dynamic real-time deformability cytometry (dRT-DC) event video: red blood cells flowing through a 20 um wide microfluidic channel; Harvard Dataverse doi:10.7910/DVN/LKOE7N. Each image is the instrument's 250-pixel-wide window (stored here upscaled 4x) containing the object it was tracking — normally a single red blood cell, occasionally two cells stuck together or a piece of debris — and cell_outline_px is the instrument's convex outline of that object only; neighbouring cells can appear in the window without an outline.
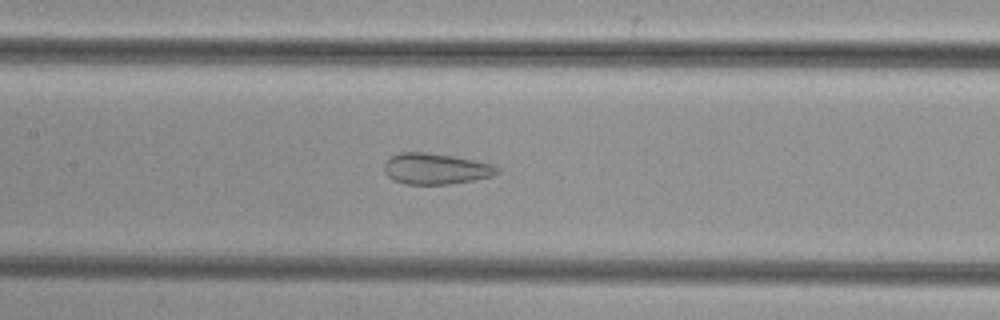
{"species": "common noctule bat (a hibernating species)", "species_latin": "Nyctalus noctula", "temperature_condition": "cold", "stored_images_in_passage": 46, "camera_frame_rate_fps": 3000, "um_per_image_px": 0.085, "animal": {"sex": "female", "body_mass_g": 29.2, "forearm_length_mm": 56.3}, "frame": {"image": 1, "passage_image": 25, "time_ms": 8.0, "image_size_px": [1000, 320], "cell_outline_px": [[500, 172], [492, 176], [472, 180], [448, 184], [404, 184], [392, 180], [384, 172], [384, 164], [392, 156], [400, 152], [424, 152], [452, 156], [492, 164], [500, 168]], "centroid_in_image_um": [37.02, 14.35], "position_along_channel_um": 170.4, "area_um2": 20.29}}
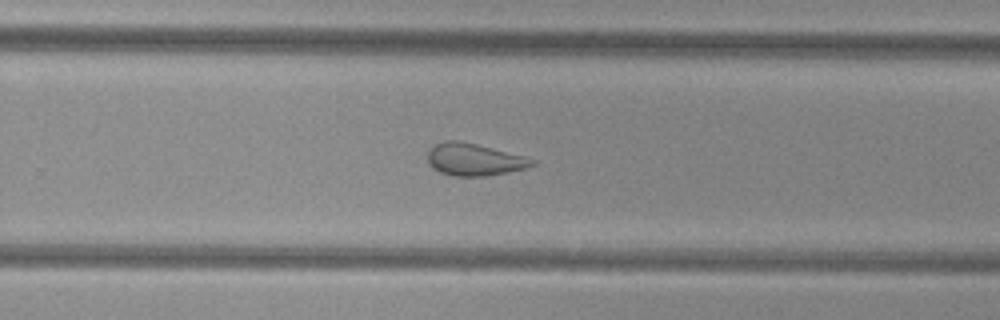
{"frame": {"image": 2, "passage_image": 34, "time_ms": 11.0, "image_size_px": [1000, 320], "cell_outline_px": [[536, 164], [528, 168], [488, 176], [452, 176], [440, 172], [432, 168], [428, 164], [428, 148], [444, 140], [460, 140], [524, 156], [536, 160]], "centroid_in_image_um": [40.29, 13.56], "position_along_channel_um": 289.5, "area_um2": 19.83}}
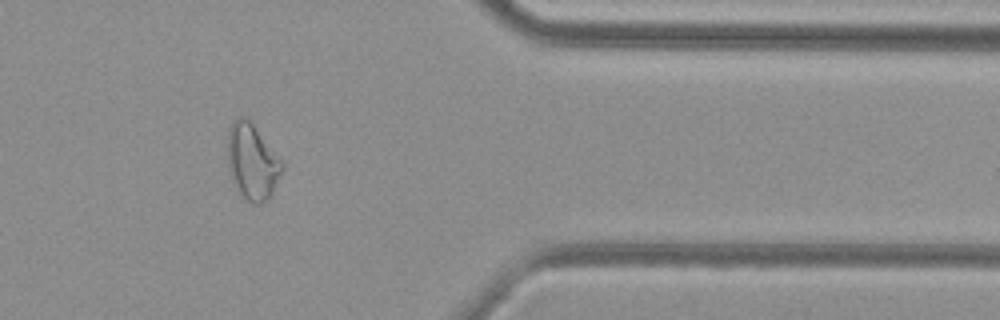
{"frame": {"image": 3, "passage_image": 43, "time_ms": 14.0, "image_size_px": [1000, 320], "cell_outline_px": [[284, 168], [272, 196], [268, 200], [260, 204], [252, 204], [240, 200], [228, 168], [228, 132], [232, 120], [240, 116], [248, 116], [284, 160]], "centroid_in_image_um": [21.47, 13.76], "position_along_channel_um": 389.9, "area_um2": 25.37}}